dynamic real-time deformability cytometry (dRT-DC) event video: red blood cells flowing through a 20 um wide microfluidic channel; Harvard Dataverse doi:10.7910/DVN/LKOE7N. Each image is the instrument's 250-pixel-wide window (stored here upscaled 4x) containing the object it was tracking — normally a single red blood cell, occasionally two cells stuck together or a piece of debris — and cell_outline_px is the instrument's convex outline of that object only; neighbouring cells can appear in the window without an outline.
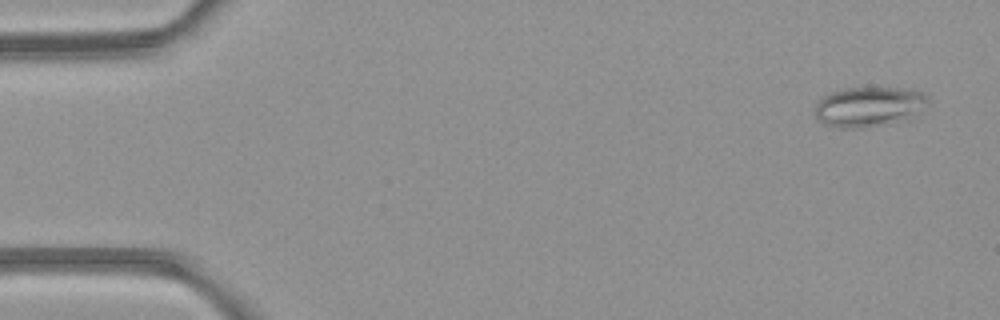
{"species": "common noctule bat (a hibernating species)", "species_latin": "Nyctalus noctula", "temperature_condition": "room temperature", "stored_images_in_passage": 4, "camera_frame_rate_fps": 3000, "um_per_image_px": 0.085, "animal": {"sex": "female", "body_mass_g": 21.9}, "frame": {"image": 1, "passage_image": 4, "time_ms": 4.333, "image_size_px": [1000, 320], "cell_outline_px": [[928, 100], [912, 112], [864, 128], [840, 128], [824, 124], [816, 116], [816, 104], [820, 96], [828, 92], [844, 88], [896, 88], [924, 92], [928, 96]], "centroid_in_image_um": [73.65, 9.01], "position_along_channel_um": 11.4, "area_um2": 24.85}}